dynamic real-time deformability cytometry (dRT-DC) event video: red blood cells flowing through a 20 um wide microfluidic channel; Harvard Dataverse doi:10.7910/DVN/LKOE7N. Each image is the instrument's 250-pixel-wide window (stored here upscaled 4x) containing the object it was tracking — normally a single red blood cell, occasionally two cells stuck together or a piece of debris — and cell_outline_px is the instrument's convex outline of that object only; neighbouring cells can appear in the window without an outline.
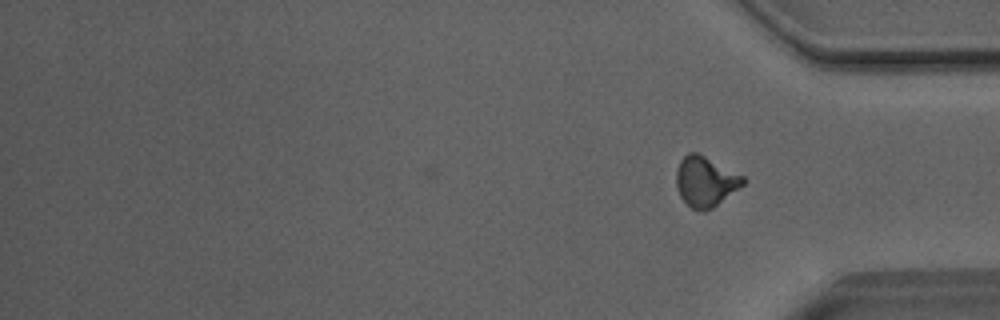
{"species": "Egyptian fruit bat (a non-hibernating species)", "species_latin": "Rousettus aegyptiacus", "temperature_condition": "room temperature", "stored_images_in_passage": 29, "camera_frame_rate_fps": 3000, "um_per_image_px": 0.085, "animal": {"sex": "male"}, "frame": {"image": 1, "passage_image": 29, "time_ms": 9.333, "image_size_px": [1000, 320], "cell_outline_px": [[748, 180], [744, 184], [712, 208], [704, 212], [700, 212], [692, 208], [680, 196], [676, 184], [676, 168], [680, 160], [688, 152], [696, 152], [744, 176]], "centroid_in_image_um": [59.95, 15.43], "position_along_channel_um": 375.2, "area_um2": 19.42}, "authors_computed_cell_mechanics": {"area_um2": 18.7272, "velocity_mm_per_s": 4.0704, "shape_relaxation_time_tau1_ms": 6.7831, "shape_relaxation_time_tau2_ms": 2.2142, "deformation_change_tau1": 0.177, "deformation_change_tau2": 0.0983}}